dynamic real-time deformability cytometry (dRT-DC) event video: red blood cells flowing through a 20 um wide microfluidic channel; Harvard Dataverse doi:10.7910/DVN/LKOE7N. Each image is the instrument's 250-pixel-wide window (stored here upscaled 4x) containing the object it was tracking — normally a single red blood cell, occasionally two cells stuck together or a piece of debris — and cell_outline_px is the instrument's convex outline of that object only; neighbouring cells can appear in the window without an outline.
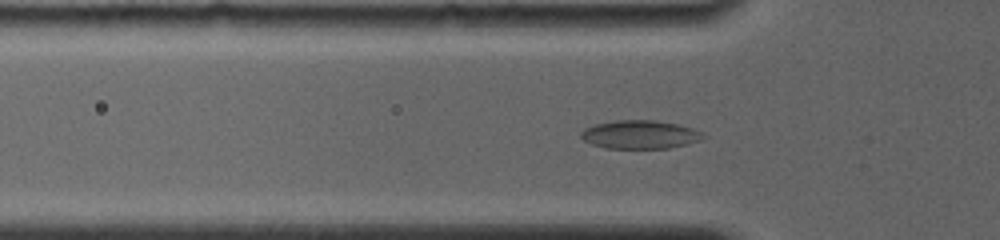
{"species": "common noctule bat (a hibernating species)", "species_latin": "Nyctalus noctula", "temperature_condition": "room temperature", "stored_images_in_passage": 21, "camera_frame_rate_fps": 4000, "um_per_image_px": 0.085, "animal": {"sex": "female", "body_mass_g": 19.0, "forearm_length_mm": 56.7}, "frame": {"image": 1, "passage_image": 15, "time_ms": 4.5, "image_size_px": [1000, 240], "cell_outline_px": [[704, 136], [700, 140], [668, 148], [604, 148], [592, 144], [584, 140], [580, 136], [580, 132], [584, 128], [596, 124], [616, 120], [656, 120], [676, 124], [692, 128], [700, 132]], "centroid_in_image_um": [54.34, 11.43], "position_along_channel_um": 71.5, "area_um2": 20.0}}
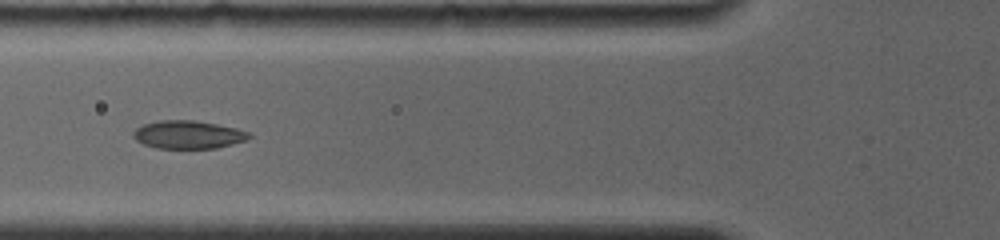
{"frame": {"image": 2, "passage_image": 18, "time_ms": 5.5, "image_size_px": [1000, 240], "cell_outline_px": [[252, 136], [248, 140], [216, 148], [156, 148], [144, 144], [136, 140], [132, 136], [132, 132], [136, 128], [144, 124], [160, 120], [196, 120], [236, 128], [248, 132]], "centroid_in_image_um": [15.99, 11.44], "position_along_channel_um": 109.8, "area_um2": 18.96}}
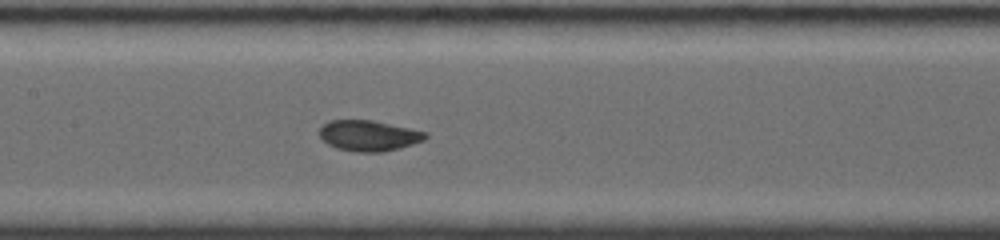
{"frame": {"image": 3, "passage_image": 21, "time_ms": 7.25, "image_size_px": [1000, 240], "cell_outline_px": [[428, 136], [424, 140], [412, 144], [384, 152], [356, 152], [336, 148], [328, 144], [320, 136], [320, 128], [328, 120], [372, 120], [428, 132]], "centroid_in_image_um": [31.35, 11.53], "position_along_channel_um": 176.1, "area_um2": 18.9}}